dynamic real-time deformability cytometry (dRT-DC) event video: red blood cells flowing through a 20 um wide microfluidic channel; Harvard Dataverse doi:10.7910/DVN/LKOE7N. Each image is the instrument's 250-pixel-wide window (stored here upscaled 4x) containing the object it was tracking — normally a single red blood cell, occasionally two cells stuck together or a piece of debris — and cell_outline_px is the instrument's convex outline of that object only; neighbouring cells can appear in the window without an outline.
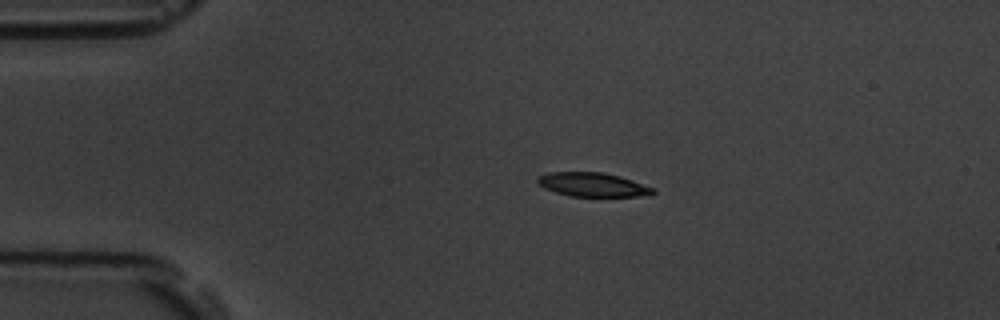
{"species": "common noctule bat (a hibernating species)", "species_latin": "Nyctalus noctula", "temperature_condition": "room temperature", "stored_images_in_passage": 5, "camera_frame_rate_fps": 3000, "um_per_image_px": 0.085, "animal": {"sex": "male", "body_mass_g": 19.5, "forearm_length_mm": 54.6}, "frame": {"image": 1, "passage_image": 3, "time_ms": 2.0, "image_size_px": [1000, 320], "cell_outline_px": [[656, 192], [636, 196], [572, 196], [556, 192], [544, 188], [536, 184], [536, 176], [548, 172], [604, 172], [620, 176], [656, 188]], "centroid_in_image_um": [50.32, 15.68], "position_along_channel_um": 34.7, "area_um2": 16.18}}
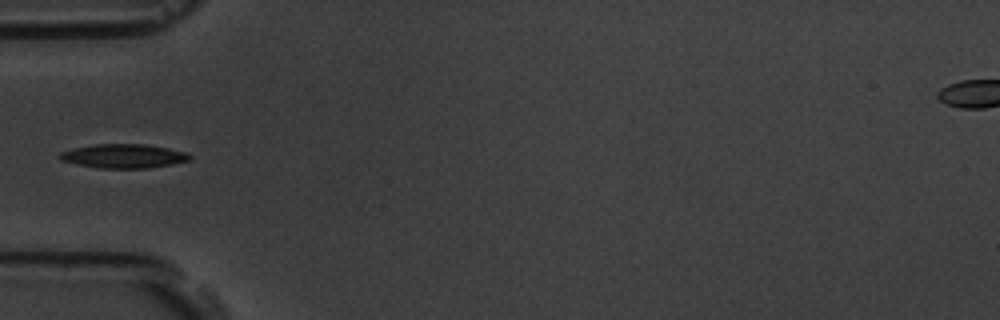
{"frame": {"image": 2, "passage_image": 5, "time_ms": 4.333, "image_size_px": [1000, 320], "cell_outline_px": [[192, 160], [172, 164], [148, 168], [100, 168], [60, 160], [56, 156], [60, 152], [72, 148], [92, 144], [144, 144], [168, 148], [188, 152], [192, 156]], "centroid_in_image_um": [10.52, 13.25], "position_along_channel_um": 74.5, "area_um2": 18.32}}